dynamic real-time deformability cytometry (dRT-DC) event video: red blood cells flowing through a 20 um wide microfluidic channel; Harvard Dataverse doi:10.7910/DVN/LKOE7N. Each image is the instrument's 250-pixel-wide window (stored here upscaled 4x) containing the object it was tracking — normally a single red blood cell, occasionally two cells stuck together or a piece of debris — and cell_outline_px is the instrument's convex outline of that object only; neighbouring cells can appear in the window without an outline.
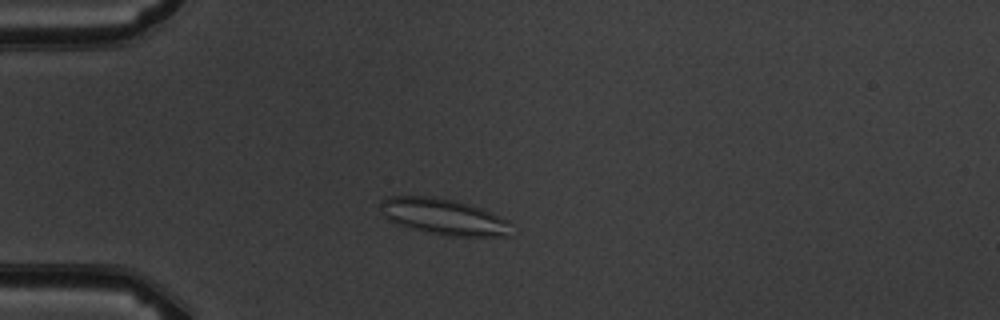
{"species": "common noctule bat (a hibernating species)", "species_latin": "Nyctalus noctula", "temperature_condition": "warm", "stored_images_in_passage": 5, "camera_frame_rate_fps": 3000, "um_per_image_px": 0.085, "animal": {"sex": "male", "body_mass_g": 19.5, "forearm_length_mm": 54.6}, "frame": {"image": 1, "passage_image": 3, "time_ms": 2.333, "image_size_px": [1000, 320], "cell_outline_px": [[508, 236], [448, 236], [428, 232], [396, 224], [388, 220], [384, 216], [380, 208], [380, 200], [388, 196], [436, 196], [468, 204], [480, 208], [500, 216], [508, 220]], "centroid_in_image_um": [37.63, 18.4], "position_along_channel_um": 47.4, "area_um2": 27.34}}
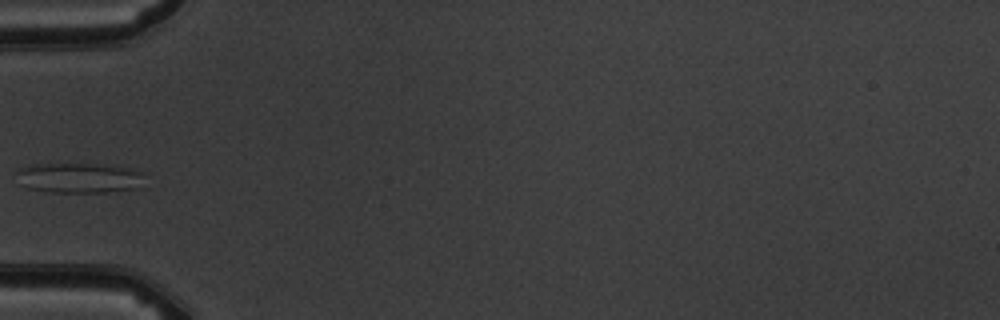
{"frame": {"image": 2, "passage_image": 4, "time_ms": 3.667, "image_size_px": [1000, 320], "cell_outline_px": [[144, 172], [136, 188], [108, 192], [48, 192], [28, 188], [20, 184], [12, 172], [20, 168], [32, 164], [52, 160], [96, 164], [132, 168]], "centroid_in_image_um": [6.56, 15.06], "position_along_channel_um": 78.4, "area_um2": 23.52}}
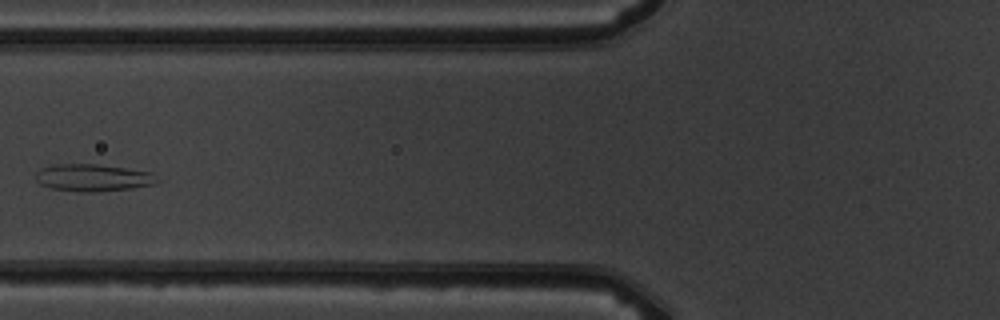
{"frame": {"image": 3, "passage_image": 5, "time_ms": 4.667, "image_size_px": [1000, 320], "cell_outline_px": [[160, 180], [156, 184], [132, 188], [92, 192], [76, 192], [48, 188], [40, 184], [36, 180], [36, 172], [40, 168], [52, 164], [96, 164], [152, 172]], "centroid_in_image_um": [7.88, 15.11], "position_along_channel_um": 117.9, "area_um2": 19.48}}